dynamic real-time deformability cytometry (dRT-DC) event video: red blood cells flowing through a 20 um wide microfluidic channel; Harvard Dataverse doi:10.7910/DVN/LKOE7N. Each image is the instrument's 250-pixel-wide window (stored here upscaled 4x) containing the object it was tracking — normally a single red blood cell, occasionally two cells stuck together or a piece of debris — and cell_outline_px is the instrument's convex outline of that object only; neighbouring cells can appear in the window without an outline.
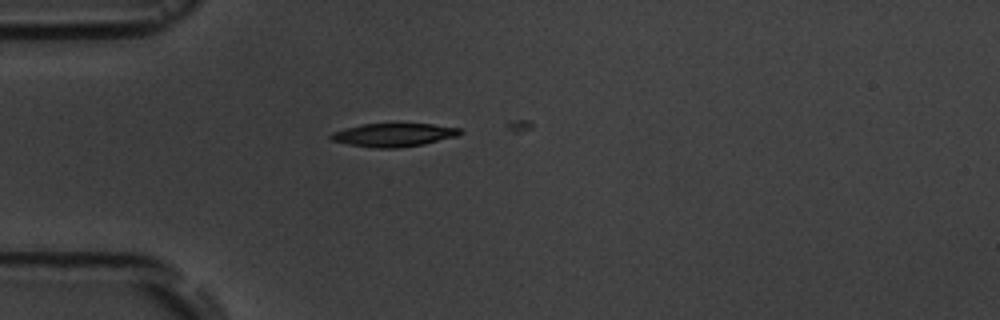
{"species": "common noctule bat (a hibernating species)", "species_latin": "Nyctalus noctula", "temperature_condition": "room temperature", "stored_images_in_passage": 2, "camera_frame_rate_fps": 3000, "um_per_image_px": 0.085, "animal": {"sex": "male", "body_mass_g": 19.5, "forearm_length_mm": 54.6}, "frame": {"image": 1, "passage_image": 1, "time_ms": 0.0, "image_size_px": [1000, 320], "cell_outline_px": [[464, 132], [456, 136], [424, 144], [396, 148], [376, 148], [348, 144], [332, 140], [328, 136], [332, 132], [344, 128], [364, 124], [432, 124], [460, 128]], "centroid_in_image_um": [33.45, 11.47], "position_along_channel_um": 51.5, "area_um2": 17.46}}